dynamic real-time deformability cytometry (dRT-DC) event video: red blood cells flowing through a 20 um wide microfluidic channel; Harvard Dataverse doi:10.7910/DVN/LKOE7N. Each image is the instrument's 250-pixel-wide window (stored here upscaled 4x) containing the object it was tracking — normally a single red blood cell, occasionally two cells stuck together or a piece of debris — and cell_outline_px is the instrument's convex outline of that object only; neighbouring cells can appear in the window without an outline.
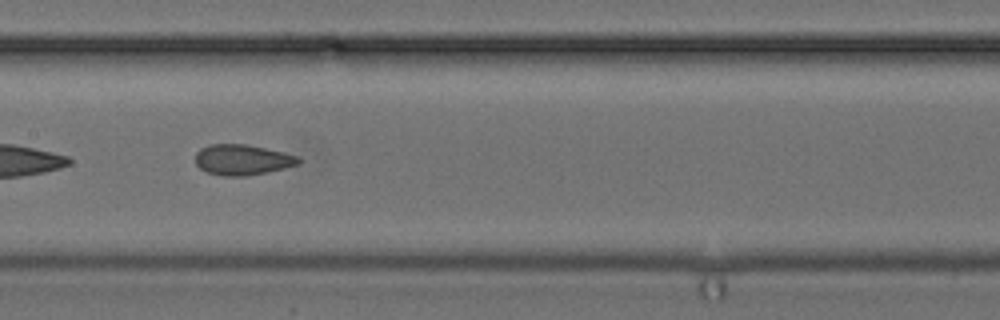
{"species": "common noctule bat (a hibernating species)", "species_latin": "Nyctalus noctula", "temperature_condition": "cold", "stored_images_in_passage": 35, "camera_frame_rate_fps": 3000, "um_per_image_px": 0.085, "animal": {"sex": "female", "body_mass_g": 24.6, "forearm_length_mm": 56.2}, "frame": {"image": 1, "passage_image": 11, "time_ms": 3.333, "image_size_px": [1000, 320], "cell_outline_px": [[300, 164], [268, 172], [248, 176], [224, 176], [208, 172], [200, 168], [196, 164], [196, 152], [200, 148], [208, 144], [244, 144], [284, 152], [300, 156]], "centroid_in_image_um": [20.61, 13.58], "position_along_channel_um": 186.8, "area_um2": 18.44}}
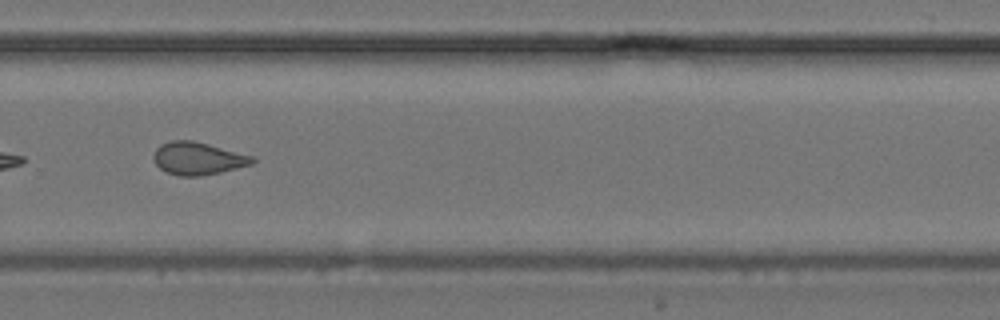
{"frame": {"image": 2, "passage_image": 20, "time_ms": 6.333, "image_size_px": [1000, 320], "cell_outline_px": [[256, 160], [252, 164], [220, 172], [200, 176], [180, 176], [164, 172], [156, 164], [152, 156], [156, 148], [160, 144], [172, 140], [192, 140], [208, 144], [252, 156]], "centroid_in_image_um": [16.77, 13.47], "position_along_channel_um": 313.0, "area_um2": 18.73}}